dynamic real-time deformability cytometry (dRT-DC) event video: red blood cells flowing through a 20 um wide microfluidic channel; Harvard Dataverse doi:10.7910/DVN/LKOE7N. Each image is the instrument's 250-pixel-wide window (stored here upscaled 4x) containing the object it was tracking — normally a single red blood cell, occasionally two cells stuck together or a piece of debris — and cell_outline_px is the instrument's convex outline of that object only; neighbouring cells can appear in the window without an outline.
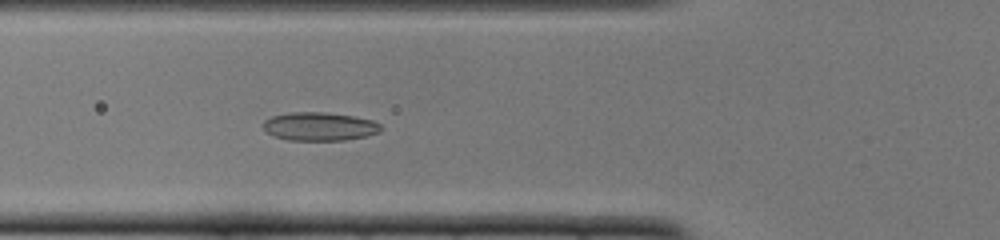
{"species": "common noctule bat (a hibernating species)", "species_latin": "Nyctalus noctula", "temperature_condition": "cold", "stored_images_in_passage": 52, "camera_frame_rate_fps": 3000, "um_per_image_px": 0.085, "animal": {"sex": "female", "body_mass_g": 22.0, "forearm_length_mm": 56.7}, "frame": {"image": 1, "passage_image": 19, "time_ms": 6.0, "image_size_px": [1000, 240], "cell_outline_px": [[384, 128], [380, 132], [364, 136], [344, 140], [288, 140], [272, 136], [264, 132], [264, 120], [272, 116], [292, 112], [324, 112], [352, 116], [372, 120], [380, 124]], "centroid_in_image_um": [27.14, 10.75], "position_along_channel_um": 98.7, "area_um2": 19.54}}
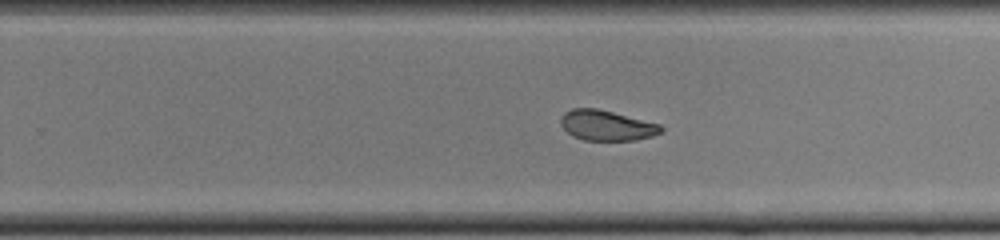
{"frame": {"image": 2, "passage_image": 33, "time_ms": 10.667, "image_size_px": [1000, 240], "cell_outline_px": [[664, 128], [660, 132], [652, 136], [636, 140], [584, 140], [572, 136], [560, 124], [560, 120], [564, 112], [572, 108], [596, 108], [660, 124]], "centroid_in_image_um": [51.54, 10.66], "position_along_channel_um": 278.3, "area_um2": 17.57}}
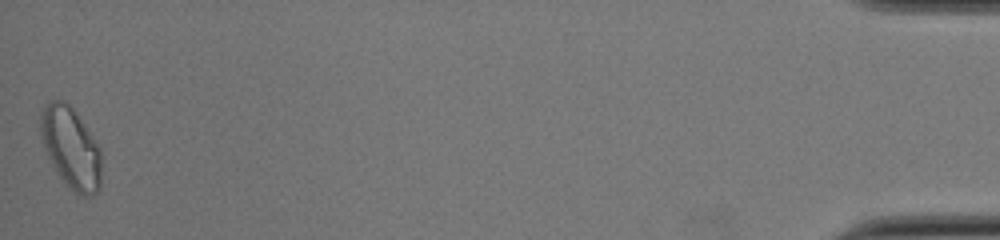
{"frame": {"image": 3, "passage_image": 52, "time_ms": 17.0, "image_size_px": [1000, 240], "cell_outline_px": [[100, 188], [92, 196], [80, 196], [64, 184], [56, 172], [44, 148], [40, 136], [40, 116], [44, 104], [52, 100], [64, 100], [72, 108], [100, 148]], "centroid_in_image_um": [5.99, 12.59], "position_along_channel_um": 429.2, "area_um2": 28.67}, "authors_computed_cell_mechanics": {"area_um2": 19.5364, "velocity_mm_per_s": 3.8595, "shape_relaxation_time_tau1_ms": null, "shape_relaxation_time_tau2_ms": 2.6887, "deformation_change_tau1": null, "deformation_change_tau2": 0.0802}}